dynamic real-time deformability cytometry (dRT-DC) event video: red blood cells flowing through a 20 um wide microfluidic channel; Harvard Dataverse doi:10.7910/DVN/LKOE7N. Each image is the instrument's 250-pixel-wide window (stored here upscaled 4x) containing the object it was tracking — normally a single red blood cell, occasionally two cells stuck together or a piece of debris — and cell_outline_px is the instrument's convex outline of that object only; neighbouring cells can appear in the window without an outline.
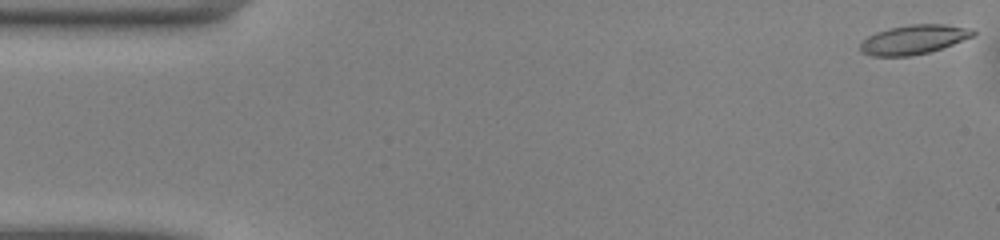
{"species": "common noctule bat (a hibernating species)", "species_latin": "Nyctalus noctula", "temperature_condition": "warm", "stored_images_in_passage": 43, "camera_frame_rate_fps": 3000, "um_per_image_px": 0.085, "animal": {"sex": "male", "body_mass_g": 13.0, "forearm_length_mm": 53.1}, "frame": {"image": 1, "passage_image": 1, "time_ms": 0.0, "image_size_px": [1000, 240], "cell_outline_px": [[976, 36], [928, 52], [912, 56], [872, 56], [860, 52], [860, 44], [868, 36], [876, 32], [888, 28], [908, 24], [944, 24], [972, 28], [976, 32]], "centroid_in_image_um": [77.68, 3.35], "position_along_channel_um": 7.3, "area_um2": 19.36}}
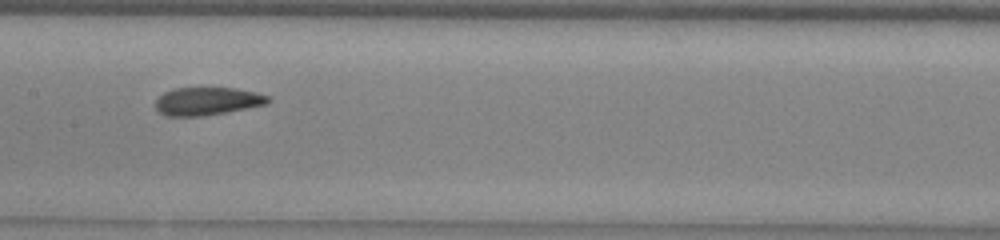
{"frame": {"image": 2, "passage_image": 24, "time_ms": 7.667, "image_size_px": [1000, 240], "cell_outline_px": [[272, 100], [268, 104], [204, 116], [164, 116], [156, 108], [156, 100], [164, 92], [172, 88], [236, 88], [256, 92], [268, 96]], "centroid_in_image_um": [17.63, 8.6], "position_along_channel_um": 189.8, "area_um2": 18.38}}
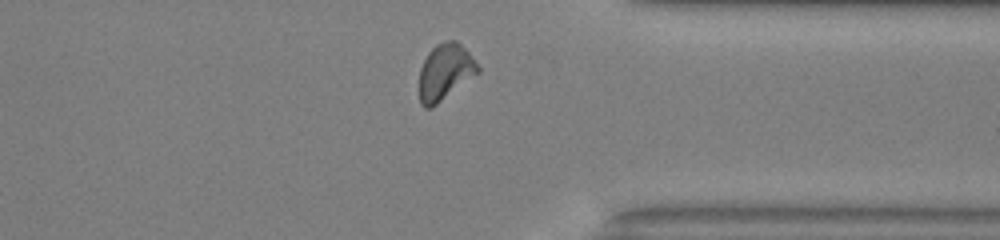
{"frame": {"image": 3, "passage_image": 38, "time_ms": 12.333, "image_size_px": [1000, 240], "cell_outline_px": [[480, 72], [432, 108], [424, 108], [420, 104], [420, 68], [428, 52], [436, 44], [444, 40], [456, 40], [468, 52], [480, 68]], "centroid_in_image_um": [37.83, 6.12], "position_along_channel_um": 373.6, "area_um2": 19.19}, "authors_computed_cell_mechanics": {"area_um2": 19.1896, "velocity_mm_per_s": 4.0889, "shape_relaxation_time_tau1_ms": 6.6958, "shape_relaxation_time_tau2_ms": 0.8813, "deformation_change_tau1": 0.1799, "deformation_change_tau2": 0.0717}}